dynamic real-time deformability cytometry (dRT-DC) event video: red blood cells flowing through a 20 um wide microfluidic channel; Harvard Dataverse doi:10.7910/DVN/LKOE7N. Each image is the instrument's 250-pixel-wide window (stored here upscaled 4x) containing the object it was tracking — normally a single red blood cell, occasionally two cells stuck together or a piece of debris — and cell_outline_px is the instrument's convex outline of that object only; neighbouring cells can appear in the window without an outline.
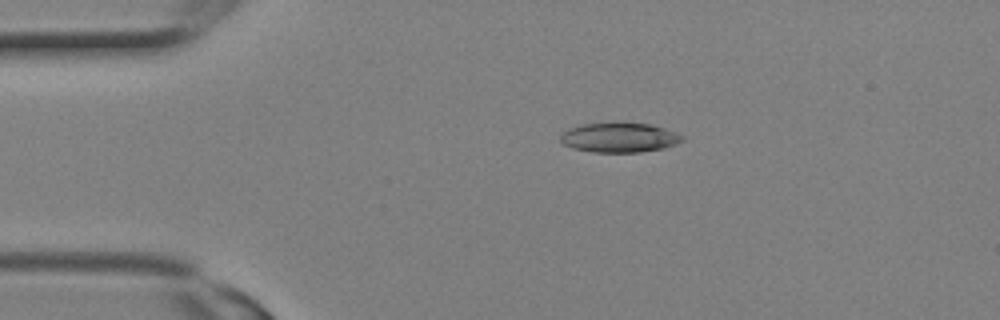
{"species": "Egyptian fruit bat (a non-hibernating species)", "species_latin": "Rousettus aegyptiacus", "temperature_condition": "room temperature", "stored_images_in_passage": 10, "camera_frame_rate_fps": 3000, "um_per_image_px": 0.085, "animal": {"sex": "female"}, "frame": {"image": 1, "passage_image": 1, "time_ms": 0.0, "image_size_px": [1000, 320], "cell_outline_px": [[684, 140], [676, 144], [664, 148], [640, 152], [592, 152], [572, 148], [564, 144], [560, 140], [560, 136], [568, 128], [580, 124], [612, 120], [616, 120], [648, 124], [664, 128], [684, 136]], "centroid_in_image_um": [52.62, 11.65], "position_along_channel_um": 32.4, "area_um2": 21.73}}
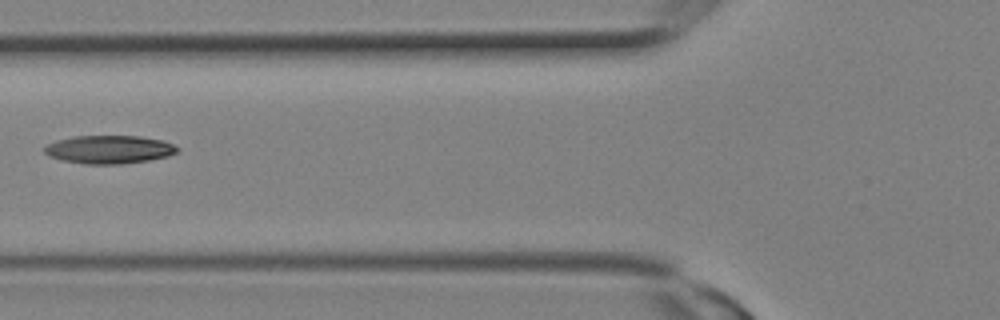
{"frame": {"image": 2, "passage_image": 6, "time_ms": 1.667, "image_size_px": [1000, 320], "cell_outline_px": [[180, 148], [176, 152], [168, 156], [148, 160], [120, 164], [84, 164], [60, 160], [48, 156], [44, 152], [44, 148], [48, 144], [56, 140], [72, 136], [140, 136], [164, 140]], "centroid_in_image_um": [9.25, 12.7], "position_along_channel_um": 116.5, "area_um2": 21.96}}
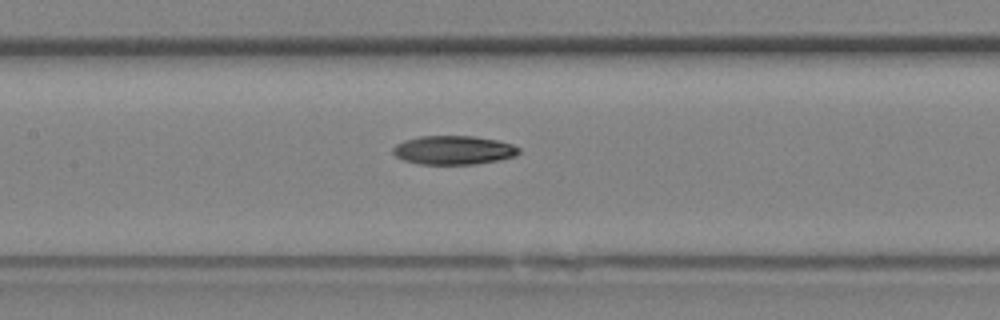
{"frame": {"image": 3, "passage_image": 8, "time_ms": 2.333, "image_size_px": [1000, 320], "cell_outline_px": [[520, 152], [516, 156], [500, 160], [476, 164], [420, 164], [404, 160], [396, 156], [392, 152], [392, 148], [396, 144], [404, 140], [420, 136], [472, 136], [496, 140], [512, 144], [520, 148]], "centroid_in_image_um": [38.56, 12.76], "position_along_channel_um": 168.8, "area_um2": 21.21}}